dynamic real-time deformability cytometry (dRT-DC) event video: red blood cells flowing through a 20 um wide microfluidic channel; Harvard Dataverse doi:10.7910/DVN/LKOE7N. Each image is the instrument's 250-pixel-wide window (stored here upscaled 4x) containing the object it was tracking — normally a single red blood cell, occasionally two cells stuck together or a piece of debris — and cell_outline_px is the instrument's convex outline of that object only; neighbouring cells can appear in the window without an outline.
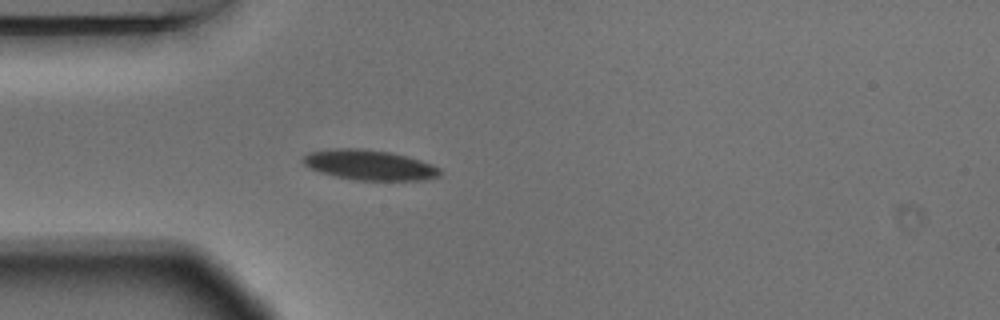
{"species": "Egyptian fruit bat (a non-hibernating species)", "species_latin": "Rousettus aegyptiacus", "temperature_condition": "warm", "stored_images_in_passage": 3, "camera_frame_rate_fps": 3000, "um_per_image_px": 0.085, "animal": {"sex": "male"}, "frame": {"image": 1, "passage_image": 3, "time_ms": 0.667, "image_size_px": [1000, 320], "cell_outline_px": [[440, 176], [428, 180], [356, 180], [336, 176], [320, 172], [308, 168], [300, 160], [300, 156], [308, 152], [336, 148], [360, 148], [392, 152], [408, 156], [432, 164], [440, 168]], "centroid_in_image_um": [31.38, 14.01], "position_along_channel_um": 53.6, "area_um2": 24.39}}